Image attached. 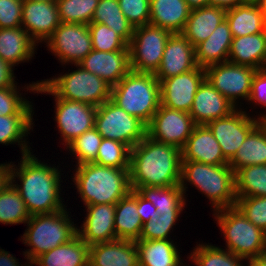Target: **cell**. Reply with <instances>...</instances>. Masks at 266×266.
<instances>
[{
    "instance_id": "11",
    "label": "cell",
    "mask_w": 266,
    "mask_h": 266,
    "mask_svg": "<svg viewBox=\"0 0 266 266\" xmlns=\"http://www.w3.org/2000/svg\"><path fill=\"white\" fill-rule=\"evenodd\" d=\"M172 33L152 24L135 27L129 43L131 71L153 73L160 67L164 48Z\"/></svg>"
},
{
    "instance_id": "50",
    "label": "cell",
    "mask_w": 266,
    "mask_h": 266,
    "mask_svg": "<svg viewBox=\"0 0 266 266\" xmlns=\"http://www.w3.org/2000/svg\"><path fill=\"white\" fill-rule=\"evenodd\" d=\"M137 211L140 216L142 223L148 222L149 220H153L154 217H158V213L156 212V207L145 199L138 191H137Z\"/></svg>"
},
{
    "instance_id": "19",
    "label": "cell",
    "mask_w": 266,
    "mask_h": 266,
    "mask_svg": "<svg viewBox=\"0 0 266 266\" xmlns=\"http://www.w3.org/2000/svg\"><path fill=\"white\" fill-rule=\"evenodd\" d=\"M78 65L114 86L131 71L129 46L115 52L93 49Z\"/></svg>"
},
{
    "instance_id": "17",
    "label": "cell",
    "mask_w": 266,
    "mask_h": 266,
    "mask_svg": "<svg viewBox=\"0 0 266 266\" xmlns=\"http://www.w3.org/2000/svg\"><path fill=\"white\" fill-rule=\"evenodd\" d=\"M60 23L57 2L23 1L21 27L36 44L46 42Z\"/></svg>"
},
{
    "instance_id": "57",
    "label": "cell",
    "mask_w": 266,
    "mask_h": 266,
    "mask_svg": "<svg viewBox=\"0 0 266 266\" xmlns=\"http://www.w3.org/2000/svg\"><path fill=\"white\" fill-rule=\"evenodd\" d=\"M246 261L248 266H261L255 259H246Z\"/></svg>"
},
{
    "instance_id": "15",
    "label": "cell",
    "mask_w": 266,
    "mask_h": 266,
    "mask_svg": "<svg viewBox=\"0 0 266 266\" xmlns=\"http://www.w3.org/2000/svg\"><path fill=\"white\" fill-rule=\"evenodd\" d=\"M259 116L251 118L246 111L236 109L224 118H218L207 124L217 139L224 158L229 162L247 135L261 122Z\"/></svg>"
},
{
    "instance_id": "33",
    "label": "cell",
    "mask_w": 266,
    "mask_h": 266,
    "mask_svg": "<svg viewBox=\"0 0 266 266\" xmlns=\"http://www.w3.org/2000/svg\"><path fill=\"white\" fill-rule=\"evenodd\" d=\"M173 240H136L139 266H185Z\"/></svg>"
},
{
    "instance_id": "20",
    "label": "cell",
    "mask_w": 266,
    "mask_h": 266,
    "mask_svg": "<svg viewBox=\"0 0 266 266\" xmlns=\"http://www.w3.org/2000/svg\"><path fill=\"white\" fill-rule=\"evenodd\" d=\"M86 218L77 235L89 246L117 240L114 227L115 204L86 205Z\"/></svg>"
},
{
    "instance_id": "36",
    "label": "cell",
    "mask_w": 266,
    "mask_h": 266,
    "mask_svg": "<svg viewBox=\"0 0 266 266\" xmlns=\"http://www.w3.org/2000/svg\"><path fill=\"white\" fill-rule=\"evenodd\" d=\"M33 115H0V144L20 145L22 155L30 153L31 148L24 137L33 130Z\"/></svg>"
},
{
    "instance_id": "12",
    "label": "cell",
    "mask_w": 266,
    "mask_h": 266,
    "mask_svg": "<svg viewBox=\"0 0 266 266\" xmlns=\"http://www.w3.org/2000/svg\"><path fill=\"white\" fill-rule=\"evenodd\" d=\"M257 69L229 61L205 68L206 79L236 108L237 99L249 100L252 80Z\"/></svg>"
},
{
    "instance_id": "5",
    "label": "cell",
    "mask_w": 266,
    "mask_h": 266,
    "mask_svg": "<svg viewBox=\"0 0 266 266\" xmlns=\"http://www.w3.org/2000/svg\"><path fill=\"white\" fill-rule=\"evenodd\" d=\"M110 100L147 126L161 104L160 82L153 73L130 71L112 86Z\"/></svg>"
},
{
    "instance_id": "2",
    "label": "cell",
    "mask_w": 266,
    "mask_h": 266,
    "mask_svg": "<svg viewBox=\"0 0 266 266\" xmlns=\"http://www.w3.org/2000/svg\"><path fill=\"white\" fill-rule=\"evenodd\" d=\"M181 163V149L146 135L130 152L131 189L180 185Z\"/></svg>"
},
{
    "instance_id": "43",
    "label": "cell",
    "mask_w": 266,
    "mask_h": 266,
    "mask_svg": "<svg viewBox=\"0 0 266 266\" xmlns=\"http://www.w3.org/2000/svg\"><path fill=\"white\" fill-rule=\"evenodd\" d=\"M92 47L96 51H124L128 44L115 31L102 23H89Z\"/></svg>"
},
{
    "instance_id": "23",
    "label": "cell",
    "mask_w": 266,
    "mask_h": 266,
    "mask_svg": "<svg viewBox=\"0 0 266 266\" xmlns=\"http://www.w3.org/2000/svg\"><path fill=\"white\" fill-rule=\"evenodd\" d=\"M88 266H139L137 245L122 239L91 245Z\"/></svg>"
},
{
    "instance_id": "9",
    "label": "cell",
    "mask_w": 266,
    "mask_h": 266,
    "mask_svg": "<svg viewBox=\"0 0 266 266\" xmlns=\"http://www.w3.org/2000/svg\"><path fill=\"white\" fill-rule=\"evenodd\" d=\"M34 93H46L54 96L55 100V122L61 134L62 145L67 146L75 138L84 132L94 128L97 107L78 101L64 100L58 98L42 81L32 82L24 86Z\"/></svg>"
},
{
    "instance_id": "34",
    "label": "cell",
    "mask_w": 266,
    "mask_h": 266,
    "mask_svg": "<svg viewBox=\"0 0 266 266\" xmlns=\"http://www.w3.org/2000/svg\"><path fill=\"white\" fill-rule=\"evenodd\" d=\"M145 199L151 201L160 214H181L186 200L180 185L167 187H138L136 189Z\"/></svg>"
},
{
    "instance_id": "6",
    "label": "cell",
    "mask_w": 266,
    "mask_h": 266,
    "mask_svg": "<svg viewBox=\"0 0 266 266\" xmlns=\"http://www.w3.org/2000/svg\"><path fill=\"white\" fill-rule=\"evenodd\" d=\"M66 210L65 208L54 213L32 215L26 222L27 228L21 238L25 245L30 246V249L24 252L28 263L39 255L68 243L77 235L78 227L74 225Z\"/></svg>"
},
{
    "instance_id": "7",
    "label": "cell",
    "mask_w": 266,
    "mask_h": 266,
    "mask_svg": "<svg viewBox=\"0 0 266 266\" xmlns=\"http://www.w3.org/2000/svg\"><path fill=\"white\" fill-rule=\"evenodd\" d=\"M213 212L226 240V250L245 260L255 259L264 251V231L252 224L236 206Z\"/></svg>"
},
{
    "instance_id": "39",
    "label": "cell",
    "mask_w": 266,
    "mask_h": 266,
    "mask_svg": "<svg viewBox=\"0 0 266 266\" xmlns=\"http://www.w3.org/2000/svg\"><path fill=\"white\" fill-rule=\"evenodd\" d=\"M189 259L196 266H243L244 258L211 244H198Z\"/></svg>"
},
{
    "instance_id": "54",
    "label": "cell",
    "mask_w": 266,
    "mask_h": 266,
    "mask_svg": "<svg viewBox=\"0 0 266 266\" xmlns=\"http://www.w3.org/2000/svg\"><path fill=\"white\" fill-rule=\"evenodd\" d=\"M10 163L0 164V191L9 182Z\"/></svg>"
},
{
    "instance_id": "1",
    "label": "cell",
    "mask_w": 266,
    "mask_h": 266,
    "mask_svg": "<svg viewBox=\"0 0 266 266\" xmlns=\"http://www.w3.org/2000/svg\"><path fill=\"white\" fill-rule=\"evenodd\" d=\"M21 158L18 166L10 162L9 182L20 193L30 216L64 210L67 206L60 196L62 181L59 168L39 161L32 152Z\"/></svg>"
},
{
    "instance_id": "55",
    "label": "cell",
    "mask_w": 266,
    "mask_h": 266,
    "mask_svg": "<svg viewBox=\"0 0 266 266\" xmlns=\"http://www.w3.org/2000/svg\"><path fill=\"white\" fill-rule=\"evenodd\" d=\"M191 9L209 6V0H185Z\"/></svg>"
},
{
    "instance_id": "13",
    "label": "cell",
    "mask_w": 266,
    "mask_h": 266,
    "mask_svg": "<svg viewBox=\"0 0 266 266\" xmlns=\"http://www.w3.org/2000/svg\"><path fill=\"white\" fill-rule=\"evenodd\" d=\"M45 43L65 65L78 64L93 50L87 24L61 22Z\"/></svg>"
},
{
    "instance_id": "51",
    "label": "cell",
    "mask_w": 266,
    "mask_h": 266,
    "mask_svg": "<svg viewBox=\"0 0 266 266\" xmlns=\"http://www.w3.org/2000/svg\"><path fill=\"white\" fill-rule=\"evenodd\" d=\"M13 67L0 58V89L16 86Z\"/></svg>"
},
{
    "instance_id": "29",
    "label": "cell",
    "mask_w": 266,
    "mask_h": 266,
    "mask_svg": "<svg viewBox=\"0 0 266 266\" xmlns=\"http://www.w3.org/2000/svg\"><path fill=\"white\" fill-rule=\"evenodd\" d=\"M31 266H88L89 245L78 235L68 243L57 246L36 257Z\"/></svg>"
},
{
    "instance_id": "24",
    "label": "cell",
    "mask_w": 266,
    "mask_h": 266,
    "mask_svg": "<svg viewBox=\"0 0 266 266\" xmlns=\"http://www.w3.org/2000/svg\"><path fill=\"white\" fill-rule=\"evenodd\" d=\"M233 40L228 22L223 20L204 41L195 46V58L199 67L228 61V55Z\"/></svg>"
},
{
    "instance_id": "56",
    "label": "cell",
    "mask_w": 266,
    "mask_h": 266,
    "mask_svg": "<svg viewBox=\"0 0 266 266\" xmlns=\"http://www.w3.org/2000/svg\"><path fill=\"white\" fill-rule=\"evenodd\" d=\"M255 260L261 265V266H266V252L260 253Z\"/></svg>"
},
{
    "instance_id": "26",
    "label": "cell",
    "mask_w": 266,
    "mask_h": 266,
    "mask_svg": "<svg viewBox=\"0 0 266 266\" xmlns=\"http://www.w3.org/2000/svg\"><path fill=\"white\" fill-rule=\"evenodd\" d=\"M228 61L257 70L266 68V32L233 37Z\"/></svg>"
},
{
    "instance_id": "31",
    "label": "cell",
    "mask_w": 266,
    "mask_h": 266,
    "mask_svg": "<svg viewBox=\"0 0 266 266\" xmlns=\"http://www.w3.org/2000/svg\"><path fill=\"white\" fill-rule=\"evenodd\" d=\"M228 164L234 173L245 166L266 164V120L247 135Z\"/></svg>"
},
{
    "instance_id": "61",
    "label": "cell",
    "mask_w": 266,
    "mask_h": 266,
    "mask_svg": "<svg viewBox=\"0 0 266 266\" xmlns=\"http://www.w3.org/2000/svg\"><path fill=\"white\" fill-rule=\"evenodd\" d=\"M264 252H266V230L264 231Z\"/></svg>"
},
{
    "instance_id": "38",
    "label": "cell",
    "mask_w": 266,
    "mask_h": 266,
    "mask_svg": "<svg viewBox=\"0 0 266 266\" xmlns=\"http://www.w3.org/2000/svg\"><path fill=\"white\" fill-rule=\"evenodd\" d=\"M30 217L20 193L8 182L0 191V223L25 224Z\"/></svg>"
},
{
    "instance_id": "25",
    "label": "cell",
    "mask_w": 266,
    "mask_h": 266,
    "mask_svg": "<svg viewBox=\"0 0 266 266\" xmlns=\"http://www.w3.org/2000/svg\"><path fill=\"white\" fill-rule=\"evenodd\" d=\"M191 8L185 0H150L149 23L174 33H182Z\"/></svg>"
},
{
    "instance_id": "45",
    "label": "cell",
    "mask_w": 266,
    "mask_h": 266,
    "mask_svg": "<svg viewBox=\"0 0 266 266\" xmlns=\"http://www.w3.org/2000/svg\"><path fill=\"white\" fill-rule=\"evenodd\" d=\"M179 216L180 214H160L143 223L139 240H171L168 237Z\"/></svg>"
},
{
    "instance_id": "32",
    "label": "cell",
    "mask_w": 266,
    "mask_h": 266,
    "mask_svg": "<svg viewBox=\"0 0 266 266\" xmlns=\"http://www.w3.org/2000/svg\"><path fill=\"white\" fill-rule=\"evenodd\" d=\"M114 227L117 239L139 240L143 223L137 211V190L115 204Z\"/></svg>"
},
{
    "instance_id": "47",
    "label": "cell",
    "mask_w": 266,
    "mask_h": 266,
    "mask_svg": "<svg viewBox=\"0 0 266 266\" xmlns=\"http://www.w3.org/2000/svg\"><path fill=\"white\" fill-rule=\"evenodd\" d=\"M120 9L132 26L149 24L150 0H118Z\"/></svg>"
},
{
    "instance_id": "3",
    "label": "cell",
    "mask_w": 266,
    "mask_h": 266,
    "mask_svg": "<svg viewBox=\"0 0 266 266\" xmlns=\"http://www.w3.org/2000/svg\"><path fill=\"white\" fill-rule=\"evenodd\" d=\"M73 182L86 205L116 204L131 189L129 168H113L95 163L76 165Z\"/></svg>"
},
{
    "instance_id": "52",
    "label": "cell",
    "mask_w": 266,
    "mask_h": 266,
    "mask_svg": "<svg viewBox=\"0 0 266 266\" xmlns=\"http://www.w3.org/2000/svg\"><path fill=\"white\" fill-rule=\"evenodd\" d=\"M31 264H24L30 266ZM0 266H20L18 259L10 254L8 251L0 248ZM23 266V264H21Z\"/></svg>"
},
{
    "instance_id": "27",
    "label": "cell",
    "mask_w": 266,
    "mask_h": 266,
    "mask_svg": "<svg viewBox=\"0 0 266 266\" xmlns=\"http://www.w3.org/2000/svg\"><path fill=\"white\" fill-rule=\"evenodd\" d=\"M36 46L24 28H0V58L10 66L32 59Z\"/></svg>"
},
{
    "instance_id": "49",
    "label": "cell",
    "mask_w": 266,
    "mask_h": 266,
    "mask_svg": "<svg viewBox=\"0 0 266 266\" xmlns=\"http://www.w3.org/2000/svg\"><path fill=\"white\" fill-rule=\"evenodd\" d=\"M249 102L254 105L266 107V68L258 69L253 77ZM261 120H266V114L259 115Z\"/></svg>"
},
{
    "instance_id": "21",
    "label": "cell",
    "mask_w": 266,
    "mask_h": 266,
    "mask_svg": "<svg viewBox=\"0 0 266 266\" xmlns=\"http://www.w3.org/2000/svg\"><path fill=\"white\" fill-rule=\"evenodd\" d=\"M237 108L205 79L195 94L189 112L196 125H207L230 115Z\"/></svg>"
},
{
    "instance_id": "58",
    "label": "cell",
    "mask_w": 266,
    "mask_h": 266,
    "mask_svg": "<svg viewBox=\"0 0 266 266\" xmlns=\"http://www.w3.org/2000/svg\"><path fill=\"white\" fill-rule=\"evenodd\" d=\"M258 4L262 7L266 16V0H259Z\"/></svg>"
},
{
    "instance_id": "40",
    "label": "cell",
    "mask_w": 266,
    "mask_h": 266,
    "mask_svg": "<svg viewBox=\"0 0 266 266\" xmlns=\"http://www.w3.org/2000/svg\"><path fill=\"white\" fill-rule=\"evenodd\" d=\"M100 0H57L60 22L89 24Z\"/></svg>"
},
{
    "instance_id": "44",
    "label": "cell",
    "mask_w": 266,
    "mask_h": 266,
    "mask_svg": "<svg viewBox=\"0 0 266 266\" xmlns=\"http://www.w3.org/2000/svg\"><path fill=\"white\" fill-rule=\"evenodd\" d=\"M19 86L0 89V115H33L31 102L19 94Z\"/></svg>"
},
{
    "instance_id": "46",
    "label": "cell",
    "mask_w": 266,
    "mask_h": 266,
    "mask_svg": "<svg viewBox=\"0 0 266 266\" xmlns=\"http://www.w3.org/2000/svg\"><path fill=\"white\" fill-rule=\"evenodd\" d=\"M235 206L252 224L266 230V196L236 198Z\"/></svg>"
},
{
    "instance_id": "18",
    "label": "cell",
    "mask_w": 266,
    "mask_h": 266,
    "mask_svg": "<svg viewBox=\"0 0 266 266\" xmlns=\"http://www.w3.org/2000/svg\"><path fill=\"white\" fill-rule=\"evenodd\" d=\"M198 65L195 47L182 33L171 34L168 38L159 69L155 77L159 82L193 70Z\"/></svg>"
},
{
    "instance_id": "28",
    "label": "cell",
    "mask_w": 266,
    "mask_h": 266,
    "mask_svg": "<svg viewBox=\"0 0 266 266\" xmlns=\"http://www.w3.org/2000/svg\"><path fill=\"white\" fill-rule=\"evenodd\" d=\"M225 19L233 37L266 32V16L258 3H243L226 10Z\"/></svg>"
},
{
    "instance_id": "16",
    "label": "cell",
    "mask_w": 266,
    "mask_h": 266,
    "mask_svg": "<svg viewBox=\"0 0 266 266\" xmlns=\"http://www.w3.org/2000/svg\"><path fill=\"white\" fill-rule=\"evenodd\" d=\"M206 79L205 68L197 66L160 82L161 105L189 113L198 88Z\"/></svg>"
},
{
    "instance_id": "41",
    "label": "cell",
    "mask_w": 266,
    "mask_h": 266,
    "mask_svg": "<svg viewBox=\"0 0 266 266\" xmlns=\"http://www.w3.org/2000/svg\"><path fill=\"white\" fill-rule=\"evenodd\" d=\"M130 152L131 149L127 145L116 140L103 138L97 158L93 163L119 169L129 168Z\"/></svg>"
},
{
    "instance_id": "59",
    "label": "cell",
    "mask_w": 266,
    "mask_h": 266,
    "mask_svg": "<svg viewBox=\"0 0 266 266\" xmlns=\"http://www.w3.org/2000/svg\"><path fill=\"white\" fill-rule=\"evenodd\" d=\"M242 3H258L259 0H241Z\"/></svg>"
},
{
    "instance_id": "30",
    "label": "cell",
    "mask_w": 266,
    "mask_h": 266,
    "mask_svg": "<svg viewBox=\"0 0 266 266\" xmlns=\"http://www.w3.org/2000/svg\"><path fill=\"white\" fill-rule=\"evenodd\" d=\"M226 9L215 6H205L191 9L182 34L195 47L206 40L225 20Z\"/></svg>"
},
{
    "instance_id": "4",
    "label": "cell",
    "mask_w": 266,
    "mask_h": 266,
    "mask_svg": "<svg viewBox=\"0 0 266 266\" xmlns=\"http://www.w3.org/2000/svg\"><path fill=\"white\" fill-rule=\"evenodd\" d=\"M189 182L204 194L214 211L236 205L235 173L229 164L210 165L196 161H182L180 187L186 194Z\"/></svg>"
},
{
    "instance_id": "37",
    "label": "cell",
    "mask_w": 266,
    "mask_h": 266,
    "mask_svg": "<svg viewBox=\"0 0 266 266\" xmlns=\"http://www.w3.org/2000/svg\"><path fill=\"white\" fill-rule=\"evenodd\" d=\"M235 194L236 198L266 196V164L239 169L235 173Z\"/></svg>"
},
{
    "instance_id": "10",
    "label": "cell",
    "mask_w": 266,
    "mask_h": 266,
    "mask_svg": "<svg viewBox=\"0 0 266 266\" xmlns=\"http://www.w3.org/2000/svg\"><path fill=\"white\" fill-rule=\"evenodd\" d=\"M94 128L103 138L119 141L132 149L146 136V125L111 100L97 107Z\"/></svg>"
},
{
    "instance_id": "48",
    "label": "cell",
    "mask_w": 266,
    "mask_h": 266,
    "mask_svg": "<svg viewBox=\"0 0 266 266\" xmlns=\"http://www.w3.org/2000/svg\"><path fill=\"white\" fill-rule=\"evenodd\" d=\"M23 0H0V28L21 27Z\"/></svg>"
},
{
    "instance_id": "53",
    "label": "cell",
    "mask_w": 266,
    "mask_h": 266,
    "mask_svg": "<svg viewBox=\"0 0 266 266\" xmlns=\"http://www.w3.org/2000/svg\"><path fill=\"white\" fill-rule=\"evenodd\" d=\"M241 4H243L241 0H209V6L221 7L226 10Z\"/></svg>"
},
{
    "instance_id": "8",
    "label": "cell",
    "mask_w": 266,
    "mask_h": 266,
    "mask_svg": "<svg viewBox=\"0 0 266 266\" xmlns=\"http://www.w3.org/2000/svg\"><path fill=\"white\" fill-rule=\"evenodd\" d=\"M74 70L58 77L41 80L58 98L100 106L110 100L112 86L95 74L74 64Z\"/></svg>"
},
{
    "instance_id": "35",
    "label": "cell",
    "mask_w": 266,
    "mask_h": 266,
    "mask_svg": "<svg viewBox=\"0 0 266 266\" xmlns=\"http://www.w3.org/2000/svg\"><path fill=\"white\" fill-rule=\"evenodd\" d=\"M91 22L105 24L128 45L132 40L135 28L122 13L118 0H100Z\"/></svg>"
},
{
    "instance_id": "14",
    "label": "cell",
    "mask_w": 266,
    "mask_h": 266,
    "mask_svg": "<svg viewBox=\"0 0 266 266\" xmlns=\"http://www.w3.org/2000/svg\"><path fill=\"white\" fill-rule=\"evenodd\" d=\"M195 126L189 113L160 104L159 109L146 126V135L157 142L182 149Z\"/></svg>"
},
{
    "instance_id": "42",
    "label": "cell",
    "mask_w": 266,
    "mask_h": 266,
    "mask_svg": "<svg viewBox=\"0 0 266 266\" xmlns=\"http://www.w3.org/2000/svg\"><path fill=\"white\" fill-rule=\"evenodd\" d=\"M103 140L102 135L92 128L75 138L66 147L76 156V165L93 163L97 158L99 146Z\"/></svg>"
},
{
    "instance_id": "60",
    "label": "cell",
    "mask_w": 266,
    "mask_h": 266,
    "mask_svg": "<svg viewBox=\"0 0 266 266\" xmlns=\"http://www.w3.org/2000/svg\"><path fill=\"white\" fill-rule=\"evenodd\" d=\"M23 1H43V2H56L57 0H23Z\"/></svg>"
},
{
    "instance_id": "22",
    "label": "cell",
    "mask_w": 266,
    "mask_h": 266,
    "mask_svg": "<svg viewBox=\"0 0 266 266\" xmlns=\"http://www.w3.org/2000/svg\"><path fill=\"white\" fill-rule=\"evenodd\" d=\"M182 161H196L210 165L228 164L217 139L207 125H196L181 149Z\"/></svg>"
}]
</instances>
